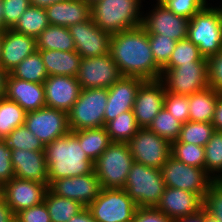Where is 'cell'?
<instances>
[{
	"label": "cell",
	"instance_id": "6da1fadb",
	"mask_svg": "<svg viewBox=\"0 0 222 222\" xmlns=\"http://www.w3.org/2000/svg\"><path fill=\"white\" fill-rule=\"evenodd\" d=\"M110 55L122 76L144 80L161 78L162 68L153 57L148 33L141 25L112 34Z\"/></svg>",
	"mask_w": 222,
	"mask_h": 222
},
{
	"label": "cell",
	"instance_id": "7a4b0ae2",
	"mask_svg": "<svg viewBox=\"0 0 222 222\" xmlns=\"http://www.w3.org/2000/svg\"><path fill=\"white\" fill-rule=\"evenodd\" d=\"M48 167V182L92 173V162L80 146L78 138L68 134L47 144L44 149Z\"/></svg>",
	"mask_w": 222,
	"mask_h": 222
},
{
	"label": "cell",
	"instance_id": "3957f363",
	"mask_svg": "<svg viewBox=\"0 0 222 222\" xmlns=\"http://www.w3.org/2000/svg\"><path fill=\"white\" fill-rule=\"evenodd\" d=\"M145 0H99L91 6V18L110 34L141 25Z\"/></svg>",
	"mask_w": 222,
	"mask_h": 222
},
{
	"label": "cell",
	"instance_id": "277c9868",
	"mask_svg": "<svg viewBox=\"0 0 222 222\" xmlns=\"http://www.w3.org/2000/svg\"><path fill=\"white\" fill-rule=\"evenodd\" d=\"M187 38L204 58L217 54L222 49V6L209 2L189 19Z\"/></svg>",
	"mask_w": 222,
	"mask_h": 222
},
{
	"label": "cell",
	"instance_id": "5b68a950",
	"mask_svg": "<svg viewBox=\"0 0 222 222\" xmlns=\"http://www.w3.org/2000/svg\"><path fill=\"white\" fill-rule=\"evenodd\" d=\"M123 189L138 207H156L165 189L161 169L134 162Z\"/></svg>",
	"mask_w": 222,
	"mask_h": 222
},
{
	"label": "cell",
	"instance_id": "8992f818",
	"mask_svg": "<svg viewBox=\"0 0 222 222\" xmlns=\"http://www.w3.org/2000/svg\"><path fill=\"white\" fill-rule=\"evenodd\" d=\"M134 163L127 143L112 142L94 162L102 188H124Z\"/></svg>",
	"mask_w": 222,
	"mask_h": 222
},
{
	"label": "cell",
	"instance_id": "52a82bcc",
	"mask_svg": "<svg viewBox=\"0 0 222 222\" xmlns=\"http://www.w3.org/2000/svg\"><path fill=\"white\" fill-rule=\"evenodd\" d=\"M107 100V88L82 89L79 98L68 112L70 131L105 127Z\"/></svg>",
	"mask_w": 222,
	"mask_h": 222
},
{
	"label": "cell",
	"instance_id": "ba28073f",
	"mask_svg": "<svg viewBox=\"0 0 222 222\" xmlns=\"http://www.w3.org/2000/svg\"><path fill=\"white\" fill-rule=\"evenodd\" d=\"M160 80L167 92L190 96L209 87L208 59L174 68H162Z\"/></svg>",
	"mask_w": 222,
	"mask_h": 222
},
{
	"label": "cell",
	"instance_id": "9c48e42d",
	"mask_svg": "<svg viewBox=\"0 0 222 222\" xmlns=\"http://www.w3.org/2000/svg\"><path fill=\"white\" fill-rule=\"evenodd\" d=\"M87 208L97 222H132L138 206L123 188H102Z\"/></svg>",
	"mask_w": 222,
	"mask_h": 222
},
{
	"label": "cell",
	"instance_id": "30bf717a",
	"mask_svg": "<svg viewBox=\"0 0 222 222\" xmlns=\"http://www.w3.org/2000/svg\"><path fill=\"white\" fill-rule=\"evenodd\" d=\"M165 186L199 194L204 198L215 181L205 169L196 168L170 157L161 168Z\"/></svg>",
	"mask_w": 222,
	"mask_h": 222
},
{
	"label": "cell",
	"instance_id": "8fae6325",
	"mask_svg": "<svg viewBox=\"0 0 222 222\" xmlns=\"http://www.w3.org/2000/svg\"><path fill=\"white\" fill-rule=\"evenodd\" d=\"M134 162L161 169L171 157L172 142L148 128H140L127 142Z\"/></svg>",
	"mask_w": 222,
	"mask_h": 222
},
{
	"label": "cell",
	"instance_id": "7c38bea8",
	"mask_svg": "<svg viewBox=\"0 0 222 222\" xmlns=\"http://www.w3.org/2000/svg\"><path fill=\"white\" fill-rule=\"evenodd\" d=\"M156 4L143 9L141 26L148 34H161L169 36L173 40H184L188 36L189 19L178 16L170 11L159 0H155ZM151 9V10H150ZM148 11V12H147Z\"/></svg>",
	"mask_w": 222,
	"mask_h": 222
},
{
	"label": "cell",
	"instance_id": "4fadbf2b",
	"mask_svg": "<svg viewBox=\"0 0 222 222\" xmlns=\"http://www.w3.org/2000/svg\"><path fill=\"white\" fill-rule=\"evenodd\" d=\"M24 125L44 146L70 132L68 113L49 107L26 112Z\"/></svg>",
	"mask_w": 222,
	"mask_h": 222
},
{
	"label": "cell",
	"instance_id": "5bb4252c",
	"mask_svg": "<svg viewBox=\"0 0 222 222\" xmlns=\"http://www.w3.org/2000/svg\"><path fill=\"white\" fill-rule=\"evenodd\" d=\"M122 75L110 53L100 57L81 58L76 76L81 89L109 88Z\"/></svg>",
	"mask_w": 222,
	"mask_h": 222
},
{
	"label": "cell",
	"instance_id": "9a60e30c",
	"mask_svg": "<svg viewBox=\"0 0 222 222\" xmlns=\"http://www.w3.org/2000/svg\"><path fill=\"white\" fill-rule=\"evenodd\" d=\"M81 58L100 57L110 53L112 34L100 29L90 17L68 27Z\"/></svg>",
	"mask_w": 222,
	"mask_h": 222
},
{
	"label": "cell",
	"instance_id": "2e32d148",
	"mask_svg": "<svg viewBox=\"0 0 222 222\" xmlns=\"http://www.w3.org/2000/svg\"><path fill=\"white\" fill-rule=\"evenodd\" d=\"M48 189L55 195L80 202L88 207L101 192V183L95 171L81 176L66 177L49 184Z\"/></svg>",
	"mask_w": 222,
	"mask_h": 222
},
{
	"label": "cell",
	"instance_id": "e0dca14e",
	"mask_svg": "<svg viewBox=\"0 0 222 222\" xmlns=\"http://www.w3.org/2000/svg\"><path fill=\"white\" fill-rule=\"evenodd\" d=\"M165 86L158 80H145L139 87L133 104V113L140 128H148L164 107Z\"/></svg>",
	"mask_w": 222,
	"mask_h": 222
},
{
	"label": "cell",
	"instance_id": "ac0fdd59",
	"mask_svg": "<svg viewBox=\"0 0 222 222\" xmlns=\"http://www.w3.org/2000/svg\"><path fill=\"white\" fill-rule=\"evenodd\" d=\"M3 200L16 215L27 208L42 204L49 186L13 177L3 186Z\"/></svg>",
	"mask_w": 222,
	"mask_h": 222
},
{
	"label": "cell",
	"instance_id": "d6986e66",
	"mask_svg": "<svg viewBox=\"0 0 222 222\" xmlns=\"http://www.w3.org/2000/svg\"><path fill=\"white\" fill-rule=\"evenodd\" d=\"M144 81L139 77L121 76L108 88V100L104 113L105 124L121 113L133 110L137 91Z\"/></svg>",
	"mask_w": 222,
	"mask_h": 222
},
{
	"label": "cell",
	"instance_id": "ffe728a7",
	"mask_svg": "<svg viewBox=\"0 0 222 222\" xmlns=\"http://www.w3.org/2000/svg\"><path fill=\"white\" fill-rule=\"evenodd\" d=\"M46 107L69 112L79 98L81 86L76 77L48 76L44 81Z\"/></svg>",
	"mask_w": 222,
	"mask_h": 222
},
{
	"label": "cell",
	"instance_id": "44dd1931",
	"mask_svg": "<svg viewBox=\"0 0 222 222\" xmlns=\"http://www.w3.org/2000/svg\"><path fill=\"white\" fill-rule=\"evenodd\" d=\"M156 208L174 221L181 217L196 214L203 209V198L190 191L165 186Z\"/></svg>",
	"mask_w": 222,
	"mask_h": 222
},
{
	"label": "cell",
	"instance_id": "7402d4cb",
	"mask_svg": "<svg viewBox=\"0 0 222 222\" xmlns=\"http://www.w3.org/2000/svg\"><path fill=\"white\" fill-rule=\"evenodd\" d=\"M37 50L36 38L6 29L2 32L0 66L10 73L22 60Z\"/></svg>",
	"mask_w": 222,
	"mask_h": 222
},
{
	"label": "cell",
	"instance_id": "603a6c76",
	"mask_svg": "<svg viewBox=\"0 0 222 222\" xmlns=\"http://www.w3.org/2000/svg\"><path fill=\"white\" fill-rule=\"evenodd\" d=\"M4 97L19 104L26 112L46 107L43 83L21 80L9 73L6 78Z\"/></svg>",
	"mask_w": 222,
	"mask_h": 222
},
{
	"label": "cell",
	"instance_id": "cb8c5ba5",
	"mask_svg": "<svg viewBox=\"0 0 222 222\" xmlns=\"http://www.w3.org/2000/svg\"><path fill=\"white\" fill-rule=\"evenodd\" d=\"M11 150V161L16 178L27 179L49 186L48 167L44 151Z\"/></svg>",
	"mask_w": 222,
	"mask_h": 222
},
{
	"label": "cell",
	"instance_id": "d4e9b609",
	"mask_svg": "<svg viewBox=\"0 0 222 222\" xmlns=\"http://www.w3.org/2000/svg\"><path fill=\"white\" fill-rule=\"evenodd\" d=\"M45 9L50 25L67 28L91 17V6L84 0H64Z\"/></svg>",
	"mask_w": 222,
	"mask_h": 222
},
{
	"label": "cell",
	"instance_id": "484cf974",
	"mask_svg": "<svg viewBox=\"0 0 222 222\" xmlns=\"http://www.w3.org/2000/svg\"><path fill=\"white\" fill-rule=\"evenodd\" d=\"M39 51L48 76H77L81 61V55L77 51Z\"/></svg>",
	"mask_w": 222,
	"mask_h": 222
},
{
	"label": "cell",
	"instance_id": "4316f807",
	"mask_svg": "<svg viewBox=\"0 0 222 222\" xmlns=\"http://www.w3.org/2000/svg\"><path fill=\"white\" fill-rule=\"evenodd\" d=\"M220 93L208 87L189 96V121L211 123Z\"/></svg>",
	"mask_w": 222,
	"mask_h": 222
},
{
	"label": "cell",
	"instance_id": "83f0119b",
	"mask_svg": "<svg viewBox=\"0 0 222 222\" xmlns=\"http://www.w3.org/2000/svg\"><path fill=\"white\" fill-rule=\"evenodd\" d=\"M71 132L78 138L81 148L92 162H95L112 143L105 127Z\"/></svg>",
	"mask_w": 222,
	"mask_h": 222
},
{
	"label": "cell",
	"instance_id": "f1b7e54d",
	"mask_svg": "<svg viewBox=\"0 0 222 222\" xmlns=\"http://www.w3.org/2000/svg\"><path fill=\"white\" fill-rule=\"evenodd\" d=\"M37 50L75 51L74 40L67 27L49 25L36 38Z\"/></svg>",
	"mask_w": 222,
	"mask_h": 222
},
{
	"label": "cell",
	"instance_id": "f546056e",
	"mask_svg": "<svg viewBox=\"0 0 222 222\" xmlns=\"http://www.w3.org/2000/svg\"><path fill=\"white\" fill-rule=\"evenodd\" d=\"M44 203L51 222H68L85 208L80 202L55 195L49 189L45 194Z\"/></svg>",
	"mask_w": 222,
	"mask_h": 222
},
{
	"label": "cell",
	"instance_id": "4dcf8cb0",
	"mask_svg": "<svg viewBox=\"0 0 222 222\" xmlns=\"http://www.w3.org/2000/svg\"><path fill=\"white\" fill-rule=\"evenodd\" d=\"M49 25L46 9L30 5L12 29L37 38Z\"/></svg>",
	"mask_w": 222,
	"mask_h": 222
},
{
	"label": "cell",
	"instance_id": "1f68e13d",
	"mask_svg": "<svg viewBox=\"0 0 222 222\" xmlns=\"http://www.w3.org/2000/svg\"><path fill=\"white\" fill-rule=\"evenodd\" d=\"M9 74L15 78L34 83H44L48 78L39 50L27 56Z\"/></svg>",
	"mask_w": 222,
	"mask_h": 222
},
{
	"label": "cell",
	"instance_id": "d6a6232c",
	"mask_svg": "<svg viewBox=\"0 0 222 222\" xmlns=\"http://www.w3.org/2000/svg\"><path fill=\"white\" fill-rule=\"evenodd\" d=\"M105 129L112 142L127 143L140 129L133 110L121 113L105 124Z\"/></svg>",
	"mask_w": 222,
	"mask_h": 222
},
{
	"label": "cell",
	"instance_id": "836d02e7",
	"mask_svg": "<svg viewBox=\"0 0 222 222\" xmlns=\"http://www.w3.org/2000/svg\"><path fill=\"white\" fill-rule=\"evenodd\" d=\"M26 111L16 102L0 98V140H4L15 128L24 125Z\"/></svg>",
	"mask_w": 222,
	"mask_h": 222
},
{
	"label": "cell",
	"instance_id": "e575fe53",
	"mask_svg": "<svg viewBox=\"0 0 222 222\" xmlns=\"http://www.w3.org/2000/svg\"><path fill=\"white\" fill-rule=\"evenodd\" d=\"M205 148V171L215 180H222V131H215Z\"/></svg>",
	"mask_w": 222,
	"mask_h": 222
},
{
	"label": "cell",
	"instance_id": "d590c367",
	"mask_svg": "<svg viewBox=\"0 0 222 222\" xmlns=\"http://www.w3.org/2000/svg\"><path fill=\"white\" fill-rule=\"evenodd\" d=\"M215 132L212 123L188 121L181 126L178 141L204 147Z\"/></svg>",
	"mask_w": 222,
	"mask_h": 222
},
{
	"label": "cell",
	"instance_id": "8d00e7d4",
	"mask_svg": "<svg viewBox=\"0 0 222 222\" xmlns=\"http://www.w3.org/2000/svg\"><path fill=\"white\" fill-rule=\"evenodd\" d=\"M171 156L196 168L205 169V148L195 144L172 142Z\"/></svg>",
	"mask_w": 222,
	"mask_h": 222
},
{
	"label": "cell",
	"instance_id": "74e56055",
	"mask_svg": "<svg viewBox=\"0 0 222 222\" xmlns=\"http://www.w3.org/2000/svg\"><path fill=\"white\" fill-rule=\"evenodd\" d=\"M181 126L182 123L163 107L155 116L148 129L156 133L159 137L166 138L168 141L173 142L178 139Z\"/></svg>",
	"mask_w": 222,
	"mask_h": 222
},
{
	"label": "cell",
	"instance_id": "f35d334b",
	"mask_svg": "<svg viewBox=\"0 0 222 222\" xmlns=\"http://www.w3.org/2000/svg\"><path fill=\"white\" fill-rule=\"evenodd\" d=\"M10 149L44 151V144L25 125L15 128L5 139Z\"/></svg>",
	"mask_w": 222,
	"mask_h": 222
},
{
	"label": "cell",
	"instance_id": "ab89813d",
	"mask_svg": "<svg viewBox=\"0 0 222 222\" xmlns=\"http://www.w3.org/2000/svg\"><path fill=\"white\" fill-rule=\"evenodd\" d=\"M204 57L200 54L197 45H194L188 38L177 41L169 62L163 68H174L181 64L201 62Z\"/></svg>",
	"mask_w": 222,
	"mask_h": 222
},
{
	"label": "cell",
	"instance_id": "60d3db41",
	"mask_svg": "<svg viewBox=\"0 0 222 222\" xmlns=\"http://www.w3.org/2000/svg\"><path fill=\"white\" fill-rule=\"evenodd\" d=\"M148 39L156 63L163 68L169 62L177 41L161 34H148Z\"/></svg>",
	"mask_w": 222,
	"mask_h": 222
},
{
	"label": "cell",
	"instance_id": "b9f144b4",
	"mask_svg": "<svg viewBox=\"0 0 222 222\" xmlns=\"http://www.w3.org/2000/svg\"><path fill=\"white\" fill-rule=\"evenodd\" d=\"M170 11L178 16L191 19L196 13L204 9L208 0H159Z\"/></svg>",
	"mask_w": 222,
	"mask_h": 222
},
{
	"label": "cell",
	"instance_id": "7bdbcfd3",
	"mask_svg": "<svg viewBox=\"0 0 222 222\" xmlns=\"http://www.w3.org/2000/svg\"><path fill=\"white\" fill-rule=\"evenodd\" d=\"M164 108L182 124L189 121V96L166 91Z\"/></svg>",
	"mask_w": 222,
	"mask_h": 222
},
{
	"label": "cell",
	"instance_id": "ee69618b",
	"mask_svg": "<svg viewBox=\"0 0 222 222\" xmlns=\"http://www.w3.org/2000/svg\"><path fill=\"white\" fill-rule=\"evenodd\" d=\"M203 209L222 222V180L214 181L203 198Z\"/></svg>",
	"mask_w": 222,
	"mask_h": 222
},
{
	"label": "cell",
	"instance_id": "f6af8a7d",
	"mask_svg": "<svg viewBox=\"0 0 222 222\" xmlns=\"http://www.w3.org/2000/svg\"><path fill=\"white\" fill-rule=\"evenodd\" d=\"M30 5L29 0H3L4 30L12 29Z\"/></svg>",
	"mask_w": 222,
	"mask_h": 222
},
{
	"label": "cell",
	"instance_id": "bcb514c9",
	"mask_svg": "<svg viewBox=\"0 0 222 222\" xmlns=\"http://www.w3.org/2000/svg\"><path fill=\"white\" fill-rule=\"evenodd\" d=\"M11 159L12 150L4 140H0V186L15 177Z\"/></svg>",
	"mask_w": 222,
	"mask_h": 222
},
{
	"label": "cell",
	"instance_id": "7dc6e473",
	"mask_svg": "<svg viewBox=\"0 0 222 222\" xmlns=\"http://www.w3.org/2000/svg\"><path fill=\"white\" fill-rule=\"evenodd\" d=\"M209 87L222 94V49L208 58Z\"/></svg>",
	"mask_w": 222,
	"mask_h": 222
},
{
	"label": "cell",
	"instance_id": "c3c4849f",
	"mask_svg": "<svg viewBox=\"0 0 222 222\" xmlns=\"http://www.w3.org/2000/svg\"><path fill=\"white\" fill-rule=\"evenodd\" d=\"M15 220L17 222H51L48 209L44 202L18 212L15 215Z\"/></svg>",
	"mask_w": 222,
	"mask_h": 222
},
{
	"label": "cell",
	"instance_id": "681fc988",
	"mask_svg": "<svg viewBox=\"0 0 222 222\" xmlns=\"http://www.w3.org/2000/svg\"><path fill=\"white\" fill-rule=\"evenodd\" d=\"M132 222H174L156 207H138Z\"/></svg>",
	"mask_w": 222,
	"mask_h": 222
},
{
	"label": "cell",
	"instance_id": "f907efd6",
	"mask_svg": "<svg viewBox=\"0 0 222 222\" xmlns=\"http://www.w3.org/2000/svg\"><path fill=\"white\" fill-rule=\"evenodd\" d=\"M211 123L215 127V131H222V94L219 95Z\"/></svg>",
	"mask_w": 222,
	"mask_h": 222
},
{
	"label": "cell",
	"instance_id": "816d5d0a",
	"mask_svg": "<svg viewBox=\"0 0 222 222\" xmlns=\"http://www.w3.org/2000/svg\"><path fill=\"white\" fill-rule=\"evenodd\" d=\"M15 214L4 200L0 202V222H14Z\"/></svg>",
	"mask_w": 222,
	"mask_h": 222
},
{
	"label": "cell",
	"instance_id": "f5cc1de1",
	"mask_svg": "<svg viewBox=\"0 0 222 222\" xmlns=\"http://www.w3.org/2000/svg\"><path fill=\"white\" fill-rule=\"evenodd\" d=\"M68 222H97L93 219V216L89 209L85 207L77 215L73 216Z\"/></svg>",
	"mask_w": 222,
	"mask_h": 222
},
{
	"label": "cell",
	"instance_id": "db71d44e",
	"mask_svg": "<svg viewBox=\"0 0 222 222\" xmlns=\"http://www.w3.org/2000/svg\"><path fill=\"white\" fill-rule=\"evenodd\" d=\"M174 222H204V209L193 215L178 218Z\"/></svg>",
	"mask_w": 222,
	"mask_h": 222
},
{
	"label": "cell",
	"instance_id": "11a10c76",
	"mask_svg": "<svg viewBox=\"0 0 222 222\" xmlns=\"http://www.w3.org/2000/svg\"><path fill=\"white\" fill-rule=\"evenodd\" d=\"M30 4L37 7L46 8L54 3H59L64 0H29Z\"/></svg>",
	"mask_w": 222,
	"mask_h": 222
},
{
	"label": "cell",
	"instance_id": "9f6ffc18",
	"mask_svg": "<svg viewBox=\"0 0 222 222\" xmlns=\"http://www.w3.org/2000/svg\"><path fill=\"white\" fill-rule=\"evenodd\" d=\"M7 75L8 73L0 66V98L4 97Z\"/></svg>",
	"mask_w": 222,
	"mask_h": 222
},
{
	"label": "cell",
	"instance_id": "6f0895ef",
	"mask_svg": "<svg viewBox=\"0 0 222 222\" xmlns=\"http://www.w3.org/2000/svg\"><path fill=\"white\" fill-rule=\"evenodd\" d=\"M4 31L3 0H0V32Z\"/></svg>",
	"mask_w": 222,
	"mask_h": 222
},
{
	"label": "cell",
	"instance_id": "680465c9",
	"mask_svg": "<svg viewBox=\"0 0 222 222\" xmlns=\"http://www.w3.org/2000/svg\"><path fill=\"white\" fill-rule=\"evenodd\" d=\"M204 222H219L204 210Z\"/></svg>",
	"mask_w": 222,
	"mask_h": 222
},
{
	"label": "cell",
	"instance_id": "91938a15",
	"mask_svg": "<svg viewBox=\"0 0 222 222\" xmlns=\"http://www.w3.org/2000/svg\"><path fill=\"white\" fill-rule=\"evenodd\" d=\"M85 2H87L90 6H92L94 3H96L99 0H84Z\"/></svg>",
	"mask_w": 222,
	"mask_h": 222
},
{
	"label": "cell",
	"instance_id": "94428289",
	"mask_svg": "<svg viewBox=\"0 0 222 222\" xmlns=\"http://www.w3.org/2000/svg\"><path fill=\"white\" fill-rule=\"evenodd\" d=\"M3 200V187L0 186V202Z\"/></svg>",
	"mask_w": 222,
	"mask_h": 222
},
{
	"label": "cell",
	"instance_id": "6125c7cd",
	"mask_svg": "<svg viewBox=\"0 0 222 222\" xmlns=\"http://www.w3.org/2000/svg\"><path fill=\"white\" fill-rule=\"evenodd\" d=\"M1 49H2V32H0V58H1Z\"/></svg>",
	"mask_w": 222,
	"mask_h": 222
}]
</instances>
